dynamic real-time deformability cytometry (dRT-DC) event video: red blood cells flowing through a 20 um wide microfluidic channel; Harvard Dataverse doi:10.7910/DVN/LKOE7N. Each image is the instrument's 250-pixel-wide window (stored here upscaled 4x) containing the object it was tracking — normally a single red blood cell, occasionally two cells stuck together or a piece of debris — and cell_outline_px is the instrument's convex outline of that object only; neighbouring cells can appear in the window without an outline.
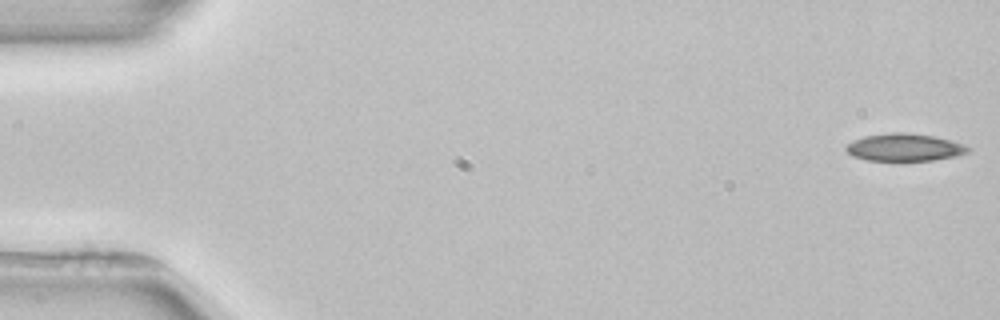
{"species": "common noctule bat (a hibernating species)", "species_latin": "Nyctalus noctula", "temperature_condition": "room temperature", "stored_images_in_passage": 5, "camera_frame_rate_fps": 3000, "um_per_image_px": 0.085, "animal": {"sex": "female", "body_mass_g": 22.7, "forearm_length_mm": 54.2}, "frame": {"image": 1, "passage_image": 1, "time_ms": 0.0, "image_size_px": [1000, 320], "cell_outline_px": [[972, 148], [968, 152], [956, 156], [932, 160], [868, 160], [852, 156], [844, 148], [852, 140], [864, 136], [892, 132], [908, 132], [932, 136], [952, 140], [964, 144]], "centroid_in_image_um": [76.89, 12.51], "position_along_channel_um": 8.1, "area_um2": 19.54}}
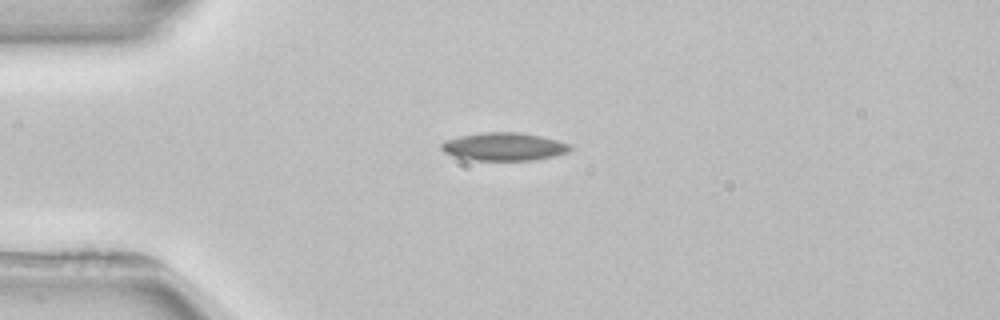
{"frame": {"image": 2, "passage_image": 4, "time_ms": 4.0, "image_size_px": [1000, 320], "cell_outline_px": [[572, 148], [568, 152], [552, 156], [532, 160], [468, 160], [444, 152], [440, 148], [440, 144], [444, 140], [460, 136], [484, 132], [520, 132], [540, 136], [556, 140], [568, 144]], "centroid_in_image_um": [42.79, 12.46], "position_along_channel_um": 42.2, "area_um2": 20.87}}